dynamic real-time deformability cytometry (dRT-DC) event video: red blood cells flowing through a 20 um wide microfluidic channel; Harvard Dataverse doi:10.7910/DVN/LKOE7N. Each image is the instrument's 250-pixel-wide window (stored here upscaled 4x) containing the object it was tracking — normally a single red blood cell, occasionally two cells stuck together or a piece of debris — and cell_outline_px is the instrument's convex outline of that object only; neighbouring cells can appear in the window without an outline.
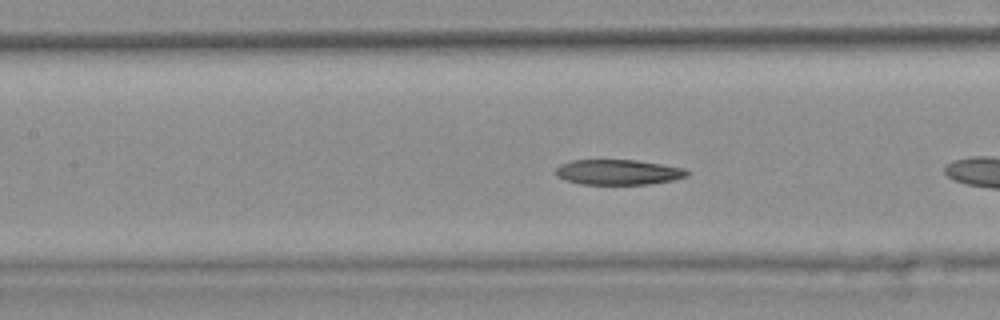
{"species": "common noctule bat (a hibernating species)", "species_latin": "Nyctalus noctula", "temperature_condition": "warm", "stored_images_in_passage": 25, "camera_frame_rate_fps": 3000, "um_per_image_px": 0.085, "animal": {"sex": "female", "body_mass_g": 25.1}, "frame": {"image": 1, "passage_image": 8, "time_ms": 2.333, "image_size_px": [1000, 320], "cell_outline_px": [[692, 172], [688, 176], [672, 180], [648, 184], [580, 184], [556, 176], [556, 168], [560, 164], [572, 160], [636, 160], [684, 168]], "centroid_in_image_um": [52.57, 14.63], "position_along_channel_um": 154.8, "area_um2": 19.25}, "authors_computed_cell_mechanics": {"area_um2": 19.5364, "velocity_mm_per_s": 3.7032, "shape_relaxation_time_tau1_ms": null, "shape_relaxation_time_tau2_ms": 0.9395, "deformation_change_tau1": null, "deformation_change_tau2": 0.0524}}